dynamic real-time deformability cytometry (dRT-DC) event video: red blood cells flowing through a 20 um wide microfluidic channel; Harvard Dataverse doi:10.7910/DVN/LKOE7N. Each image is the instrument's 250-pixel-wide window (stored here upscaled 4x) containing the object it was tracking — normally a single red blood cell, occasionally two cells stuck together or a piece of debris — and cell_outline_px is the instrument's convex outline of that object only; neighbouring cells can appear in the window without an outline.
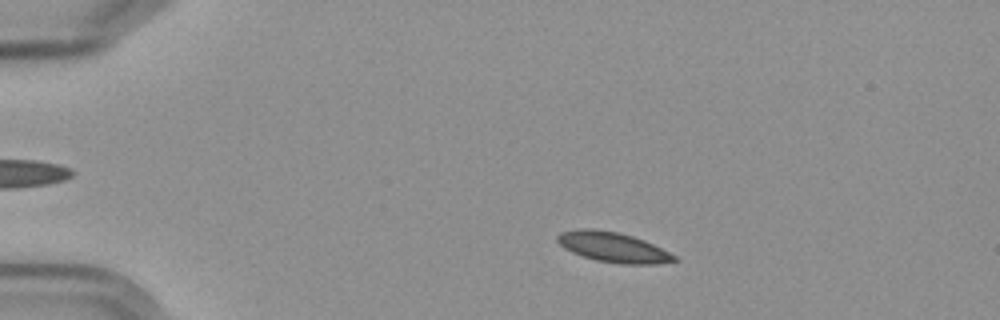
{"species": "Egyptian fruit bat (a non-hibernating species)", "species_latin": "Rousettus aegyptiacus", "temperature_condition": "cold", "stored_images_in_passage": 4, "camera_frame_rate_fps": 3000, "um_per_image_px": 0.085, "frame": {"image": 1, "passage_image": 2, "time_ms": 1.0, "image_size_px": [1000, 320], "cell_outline_px": [[676, 260], [652, 264], [620, 264], [596, 260], [572, 252], [564, 248], [556, 240], [556, 236], [560, 232], [576, 228], [588, 228], [616, 232], [632, 236], [644, 240], [676, 256]], "centroid_in_image_um": [52.04, 21.0], "position_along_channel_um": 33.0, "area_um2": 20.17}}
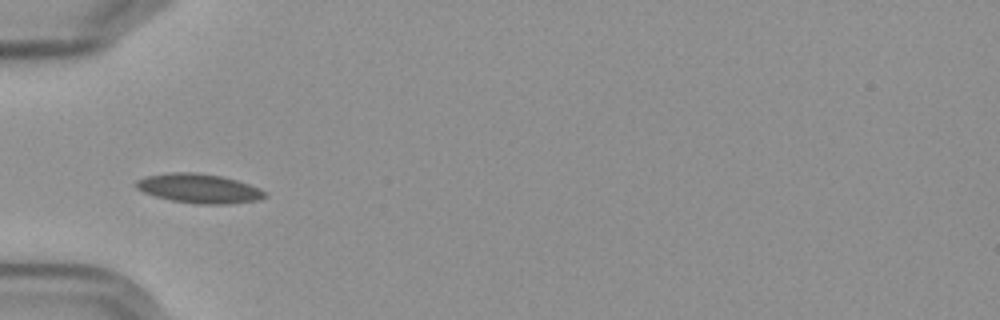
{"frame": {"image": 2, "passage_image": 4, "time_ms": 3.667, "image_size_px": [1000, 320], "cell_outline_px": [[268, 196], [260, 200], [228, 204], [196, 204], [172, 200], [156, 196], [144, 192], [136, 188], [136, 180], [148, 176], [172, 172], [196, 172], [220, 176], [236, 180], [248, 184], [268, 192]], "centroid_in_image_um": [16.96, 16.02], "position_along_channel_um": 68.0, "area_um2": 21.91}}